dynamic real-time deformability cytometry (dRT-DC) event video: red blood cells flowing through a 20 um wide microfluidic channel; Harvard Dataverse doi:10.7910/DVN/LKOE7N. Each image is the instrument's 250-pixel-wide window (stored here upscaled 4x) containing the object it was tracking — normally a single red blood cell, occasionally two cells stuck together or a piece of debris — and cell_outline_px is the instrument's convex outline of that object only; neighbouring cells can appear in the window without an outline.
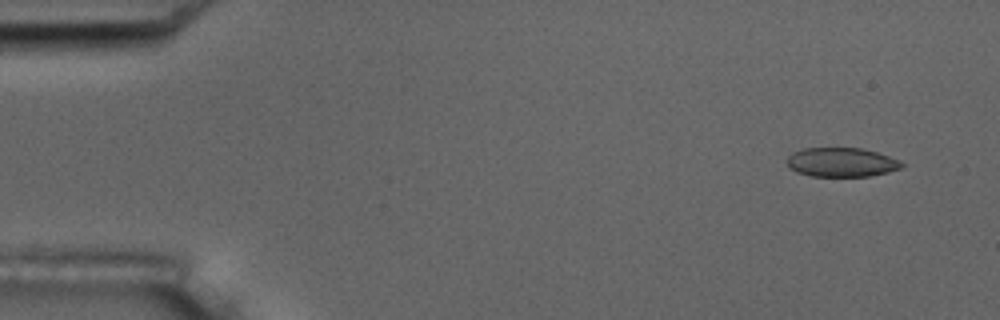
{"species": "common noctule bat (a hibernating species)", "species_latin": "Nyctalus noctula", "temperature_condition": "room temperature", "stored_images_in_passage": 5, "camera_frame_rate_fps": 3000, "um_per_image_px": 0.085, "animal": {"sex": "male", "body_mass_g": 17.5, "forearm_length_mm": 52.3}, "frame": {"image": 1, "passage_image": 1, "time_ms": 0.0, "image_size_px": [1000, 320], "cell_outline_px": [[904, 164], [900, 168], [888, 172], [868, 176], [812, 176], [796, 172], [788, 168], [788, 156], [792, 152], [804, 148], [860, 148], [876, 152], [900, 160]], "centroid_in_image_um": [71.5, 13.79], "position_along_channel_um": 13.5, "area_um2": 19.42}}
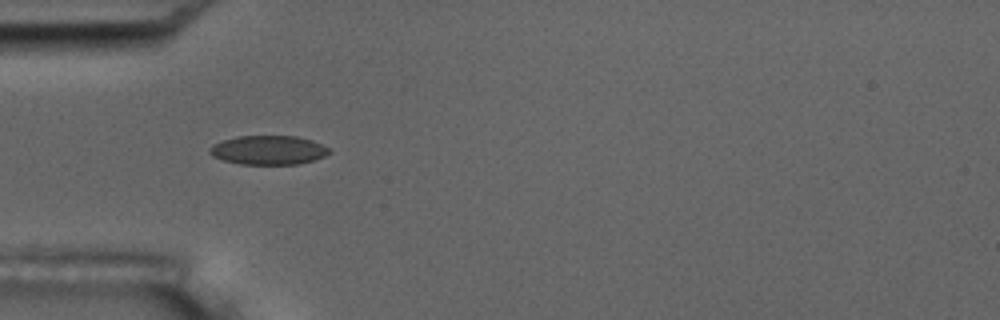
{"frame": {"image": 2, "passage_image": 4, "time_ms": 4.333, "image_size_px": [1000, 320], "cell_outline_px": [[332, 152], [324, 156], [300, 164], [240, 164], [224, 160], [212, 156], [208, 152], [208, 148], [212, 144], [236, 136], [296, 136], [312, 140], [332, 148]], "centroid_in_image_um": [22.83, 12.75], "position_along_channel_um": 62.2, "area_um2": 20.4}}